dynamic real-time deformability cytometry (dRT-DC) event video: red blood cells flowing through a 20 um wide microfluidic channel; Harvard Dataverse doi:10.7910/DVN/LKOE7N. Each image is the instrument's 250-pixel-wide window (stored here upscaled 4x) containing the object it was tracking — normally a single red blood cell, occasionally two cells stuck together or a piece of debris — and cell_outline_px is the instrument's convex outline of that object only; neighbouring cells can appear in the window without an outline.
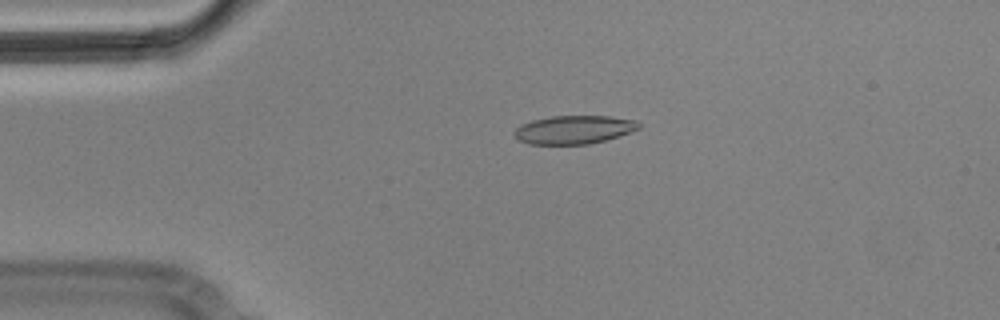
{"species": "Egyptian fruit bat (a non-hibernating species)", "species_latin": "Rousettus aegyptiacus", "temperature_condition": "cold", "stored_images_in_passage": 4, "camera_frame_rate_fps": 3000, "um_per_image_px": 0.085, "animal": {"sex": "male"}, "frame": {"image": 1, "passage_image": 3, "time_ms": 0.667, "image_size_px": [1000, 320], "cell_outline_px": [[640, 128], [632, 132], [620, 136], [588, 144], [528, 144], [520, 140], [512, 132], [520, 124], [532, 120], [552, 116], [608, 116], [636, 120], [640, 124]], "centroid_in_image_um": [48.79, 11.02], "position_along_channel_um": 36.2, "area_um2": 20.63}}